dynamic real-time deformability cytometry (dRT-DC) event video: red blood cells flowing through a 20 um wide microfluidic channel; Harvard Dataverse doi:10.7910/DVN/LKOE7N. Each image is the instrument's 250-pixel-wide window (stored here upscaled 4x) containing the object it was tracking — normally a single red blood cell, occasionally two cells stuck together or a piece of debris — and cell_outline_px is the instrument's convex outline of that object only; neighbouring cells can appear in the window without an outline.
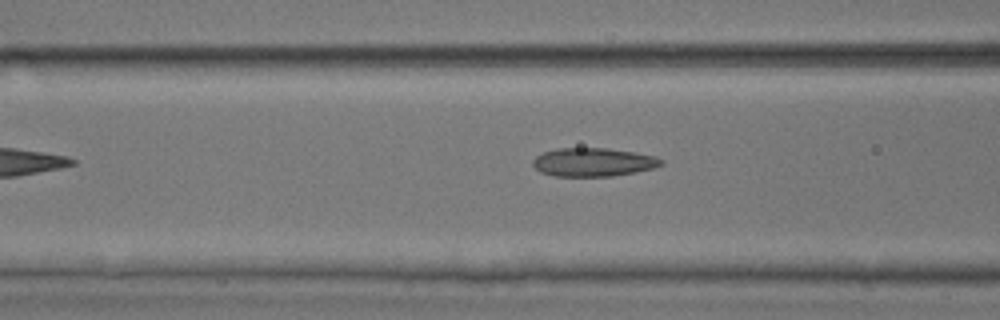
{"species": "common noctule bat (a hibernating species)", "species_latin": "Nyctalus noctula", "temperature_condition": "room temperature", "stored_images_in_passage": 5, "camera_frame_rate_fps": 3000, "um_per_image_px": 0.085, "animal": {"sex": "male", "body_mass_g": 17.9, "forearm_length_mm": 54.2}, "frame": {"image": 1, "passage_image": 4, "time_ms": 4.667, "image_size_px": [1000, 320], "cell_outline_px": [[664, 164], [652, 168], [636, 172], [612, 176], [556, 176], [540, 172], [532, 164], [532, 160], [536, 156], [544, 152], [556, 148], [604, 148], [636, 152], [656, 156], [664, 160]], "centroid_in_image_um": [50.44, 13.78], "position_along_channel_um": 116.2, "area_um2": 21.39}}